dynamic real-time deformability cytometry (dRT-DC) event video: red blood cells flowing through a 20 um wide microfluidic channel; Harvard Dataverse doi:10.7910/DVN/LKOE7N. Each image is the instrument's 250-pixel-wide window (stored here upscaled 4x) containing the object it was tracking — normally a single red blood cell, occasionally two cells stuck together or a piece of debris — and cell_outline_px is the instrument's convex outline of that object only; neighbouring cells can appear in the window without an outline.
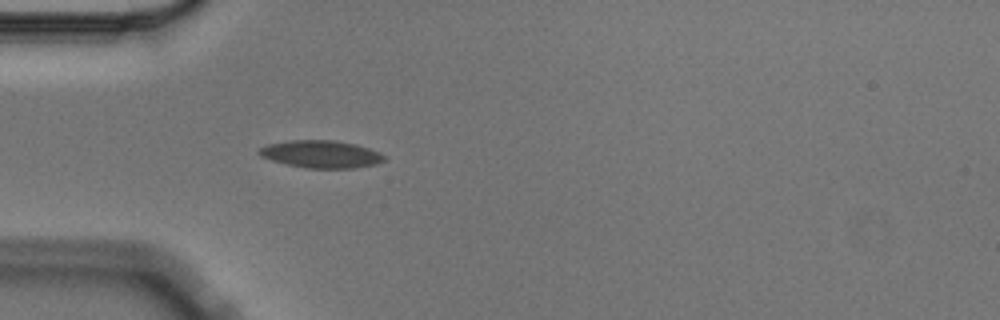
{"species": "Egyptian fruit bat (a non-hibernating species)", "species_latin": "Rousettus aegyptiacus", "temperature_condition": "cold", "stored_images_in_passage": 2, "camera_frame_rate_fps": 3000, "um_per_image_px": 0.085, "animal": {"sex": "male"}, "frame": {"image": 1, "passage_image": 2, "time_ms": 0.333, "image_size_px": [1000, 320], "cell_outline_px": [[388, 160], [376, 164], [352, 168], [304, 168], [272, 160], [260, 156], [256, 152], [260, 148], [268, 144], [292, 140], [336, 140], [356, 144], [380, 152]], "centroid_in_image_um": [27.31, 13.1], "position_along_channel_um": 57.7, "area_um2": 20.06}}